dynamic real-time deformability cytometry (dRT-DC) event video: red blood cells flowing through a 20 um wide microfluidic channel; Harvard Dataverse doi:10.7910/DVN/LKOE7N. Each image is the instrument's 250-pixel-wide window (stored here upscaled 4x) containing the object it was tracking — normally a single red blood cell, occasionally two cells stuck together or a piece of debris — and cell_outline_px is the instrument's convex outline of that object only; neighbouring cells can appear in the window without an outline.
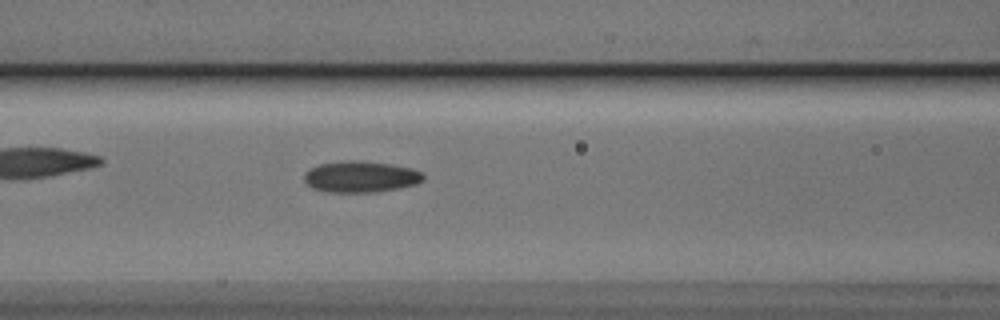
{"species": "Egyptian fruit bat (a non-hibernating species)", "species_latin": "Rousettus aegyptiacus", "temperature_condition": "cold", "stored_images_in_passage": 38, "camera_frame_rate_fps": 3000, "um_per_image_px": 0.085, "animal": {"sex": "male"}, "frame": {"image": 1, "passage_image": 8, "time_ms": 2.333, "image_size_px": [1000, 320], "cell_outline_px": [[424, 180], [416, 184], [400, 188], [376, 192], [324, 192], [312, 188], [304, 180], [304, 172], [308, 168], [320, 164], [348, 160], [360, 160], [392, 164], [412, 168], [420, 172], [424, 176]], "centroid_in_image_um": [30.64, 15.02], "position_along_channel_um": 136.0, "area_um2": 21.96}}
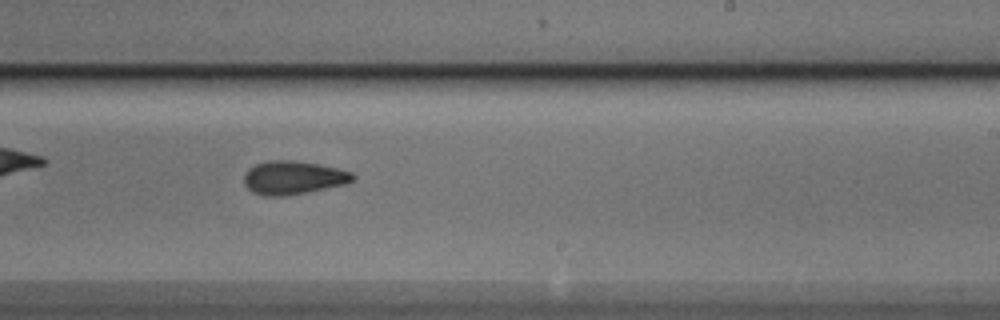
{"frame": {"image": 2, "passage_image": 18, "time_ms": 5.667, "image_size_px": [1000, 320], "cell_outline_px": [[356, 176], [352, 180], [344, 184], [308, 192], [284, 196], [264, 196], [252, 192], [244, 184], [244, 176], [248, 168], [256, 164], [268, 160], [292, 160], [320, 164], [352, 172]], "centroid_in_image_um": [24.9, 15.1], "position_along_channel_um": 264.1, "area_um2": 21.21}}
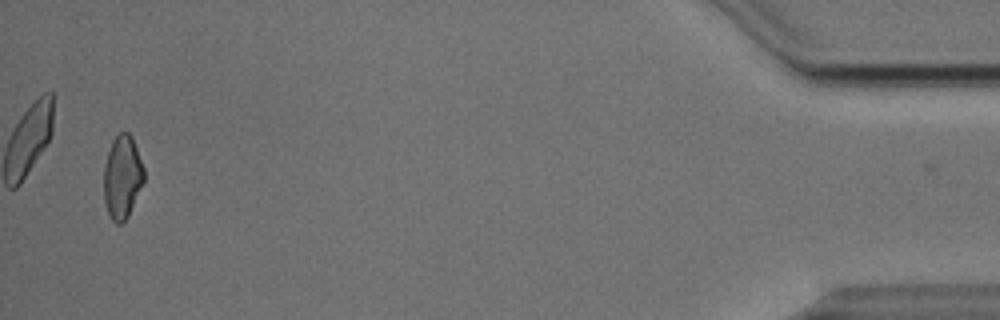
{"frame": {"image": 3, "passage_image": 37, "time_ms": 12.0, "image_size_px": [1000, 320], "cell_outline_px": [[144, 180], [128, 216], [120, 224], [116, 224], [112, 220], [108, 212], [104, 200], [104, 164], [112, 140], [120, 132], [128, 132], [132, 136], [144, 168]], "centroid_in_image_um": [10.39, 15.03], "position_along_channel_um": 424.8, "area_um2": 19.36}, "authors_computed_cell_mechanics": {"area_um2": 20.7213, "velocity_mm_per_s": 3.849, "shape_relaxation_time_tau1_ms": 4.1894, "shape_relaxation_time_tau2_ms": 4.5826, "deformation_change_tau1": 0.1168, "deformation_change_tau2": 0.1117}}